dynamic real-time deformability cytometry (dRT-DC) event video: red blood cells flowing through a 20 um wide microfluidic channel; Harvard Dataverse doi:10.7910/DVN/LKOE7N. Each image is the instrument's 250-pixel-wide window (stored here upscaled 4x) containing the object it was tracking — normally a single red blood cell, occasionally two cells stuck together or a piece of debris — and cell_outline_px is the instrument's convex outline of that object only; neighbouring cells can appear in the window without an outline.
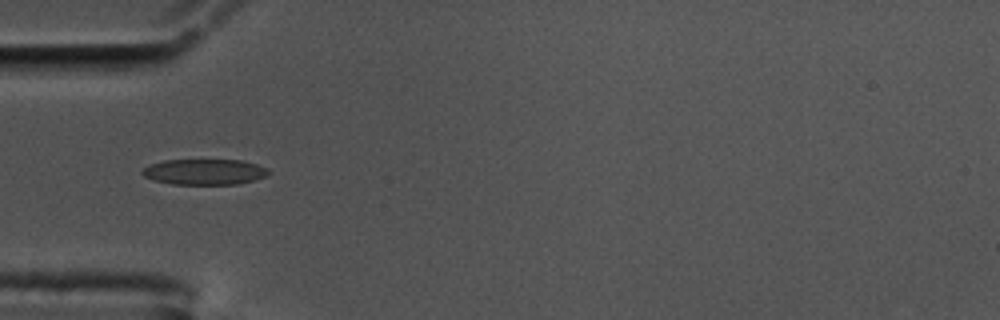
{"species": "common noctule bat (a hibernating species)", "species_latin": "Nyctalus noctula", "temperature_condition": "cold", "stored_images_in_passage": 33, "camera_frame_rate_fps": 3000, "um_per_image_px": 0.085, "animal": {"sex": "male", "body_mass_g": 17.5, "forearm_length_mm": 52.3}, "frame": {"image": 1, "passage_image": 1, "time_ms": 0.0, "image_size_px": [1000, 320], "cell_outline_px": [[268, 172], [264, 176], [256, 180], [236, 184], [172, 184], [156, 180], [144, 176], [140, 172], [148, 164], [164, 160], [240, 160], [256, 164], [268, 168]], "centroid_in_image_um": [17.36, 14.6], "position_along_channel_um": 67.6, "area_um2": 18.79}}
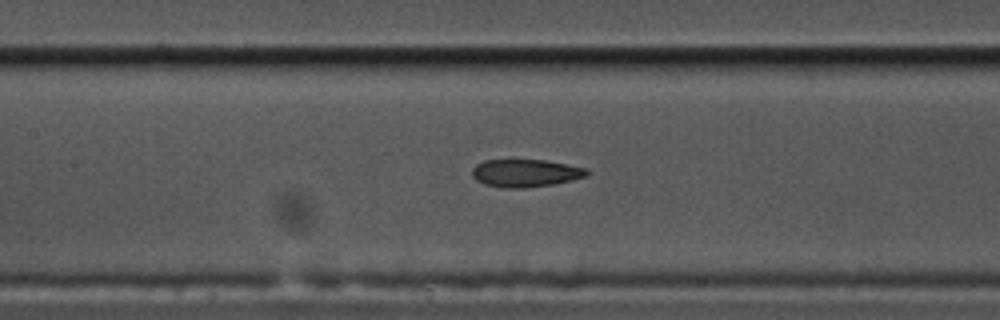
{"frame": {"image": 2, "passage_image": 9, "time_ms": 2.667, "image_size_px": [1000, 320], "cell_outline_px": [[588, 176], [556, 184], [520, 188], [504, 188], [484, 184], [476, 180], [472, 176], [472, 168], [476, 164], [484, 160], [544, 160], [588, 168]], "centroid_in_image_um": [44.67, 14.71], "position_along_channel_um": 162.7, "area_um2": 18.61}}
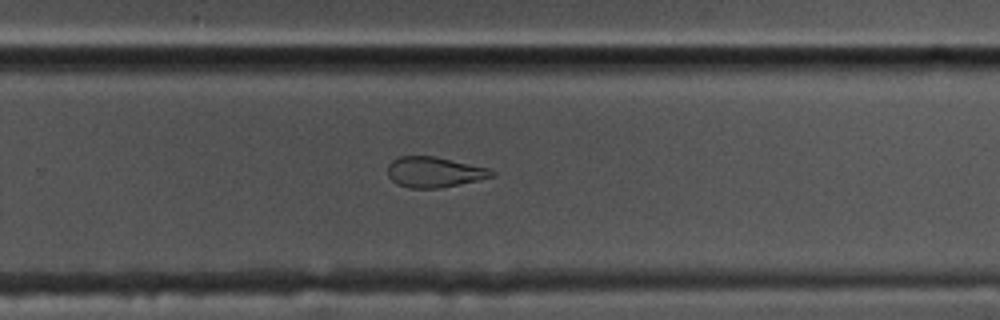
{"frame": {"image": 3, "passage_image": 20, "time_ms": 6.333, "image_size_px": [1000, 320], "cell_outline_px": [[496, 176], [480, 180], [440, 188], [408, 188], [396, 184], [388, 176], [388, 164], [392, 160], [400, 156], [436, 156], [488, 168], [496, 172]], "centroid_in_image_um": [36.92, 14.63], "position_along_channel_um": 292.9, "area_um2": 18.67}, "authors_computed_cell_mechanics": {"area_um2": 19.074, "velocity_mm_per_s": 3.5573, "shape_relaxation_time_tau1_ms": 8.0773, "shape_relaxation_time_tau2_ms": 2.1346, "deformation_change_tau1": 0.1962, "deformation_change_tau2": 0.0993}}